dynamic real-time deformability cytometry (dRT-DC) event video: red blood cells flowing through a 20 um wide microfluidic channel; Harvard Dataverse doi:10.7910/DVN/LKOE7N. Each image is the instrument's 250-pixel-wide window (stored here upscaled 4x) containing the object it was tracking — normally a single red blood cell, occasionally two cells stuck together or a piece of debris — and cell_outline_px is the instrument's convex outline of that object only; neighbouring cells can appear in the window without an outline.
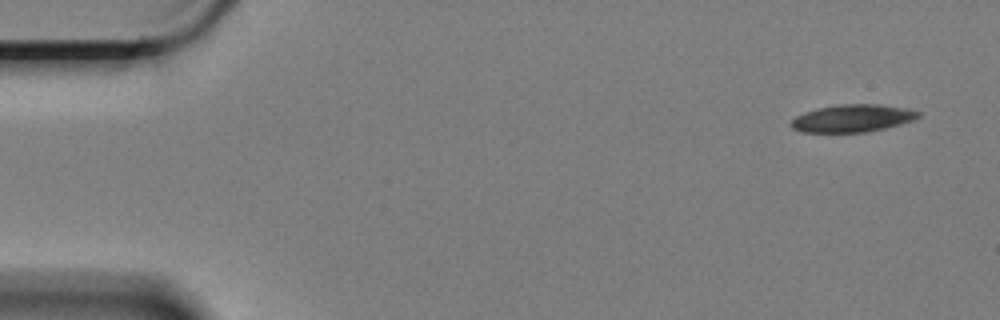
{"species": "Egyptian fruit bat (a non-hibernating species)", "species_latin": "Rousettus aegyptiacus", "temperature_condition": "cold", "stored_images_in_passage": 4, "camera_frame_rate_fps": 3000, "um_per_image_px": 0.085, "animal": {"sex": "female"}, "frame": {"image": 1, "passage_image": 1, "time_ms": 0.0, "image_size_px": [1000, 320], "cell_outline_px": [[920, 116], [916, 120], [868, 132], [804, 132], [792, 128], [792, 120], [796, 116], [804, 112], [820, 108], [840, 104], [880, 104], [908, 108], [920, 112]], "centroid_in_image_um": [72.52, 10.05], "position_along_channel_um": 12.5, "area_um2": 20.35}}
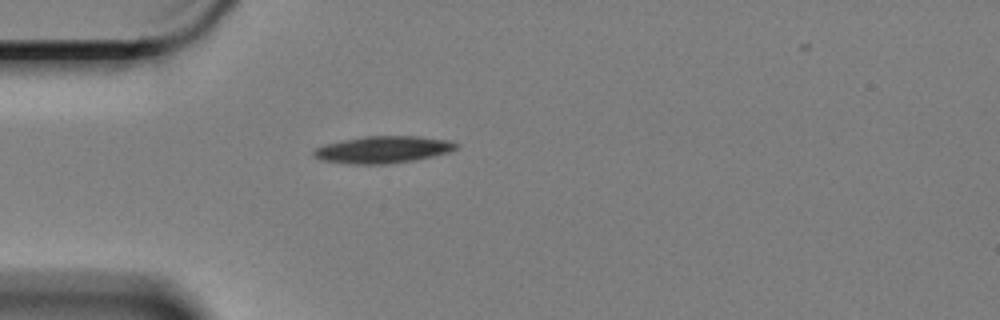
{"frame": {"image": 2, "passage_image": 4, "time_ms": 1.0, "image_size_px": [1000, 320], "cell_outline_px": [[460, 144], [456, 148], [448, 152], [416, 160], [388, 164], [352, 164], [320, 160], [312, 152], [316, 148], [324, 144], [364, 136], [416, 136], [448, 140]], "centroid_in_image_um": [32.56, 12.72], "position_along_channel_um": 52.4, "area_um2": 22.31}}